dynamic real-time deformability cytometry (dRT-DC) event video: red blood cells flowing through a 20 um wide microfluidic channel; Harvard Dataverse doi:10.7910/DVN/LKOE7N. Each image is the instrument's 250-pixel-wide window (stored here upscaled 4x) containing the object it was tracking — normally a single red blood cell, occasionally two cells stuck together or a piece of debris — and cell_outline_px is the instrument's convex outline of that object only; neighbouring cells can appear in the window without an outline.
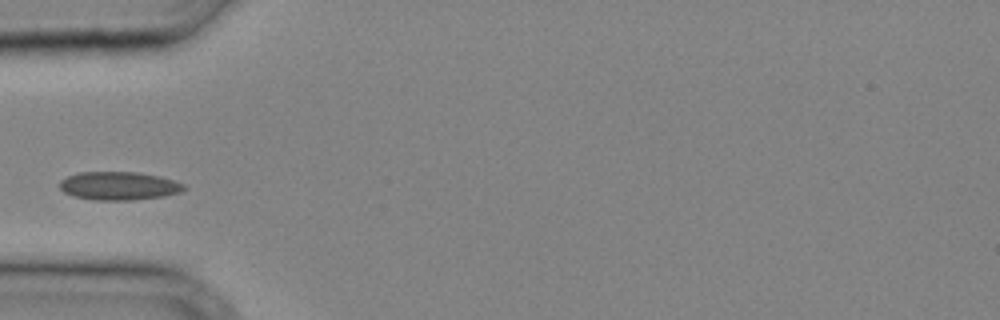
{"species": "common noctule bat (a hibernating species)", "species_latin": "Nyctalus noctula", "temperature_condition": "cold", "stored_images_in_passage": 24, "camera_frame_rate_fps": 3000, "um_per_image_px": 0.085, "animal": {"sex": "male", "body_mass_g": 20.4}, "frame": {"image": 1, "passage_image": 1, "time_ms": 0.0, "image_size_px": [1000, 320], "cell_outline_px": [[188, 188], [180, 192], [164, 196], [132, 200], [92, 200], [76, 196], [64, 192], [60, 188], [60, 180], [68, 176], [80, 172], [136, 172], [160, 176], [184, 184]], "centroid_in_image_um": [10.12, 15.8], "position_along_channel_um": 74.9, "area_um2": 20.46}}
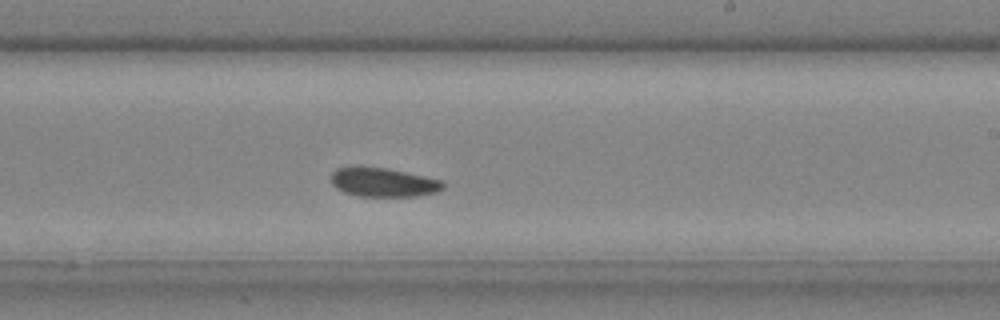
{"frame": {"image": 2, "passage_image": 11, "time_ms": 3.333, "image_size_px": [1000, 320], "cell_outline_px": [[444, 188], [436, 192], [416, 196], [360, 196], [344, 192], [336, 188], [332, 184], [332, 172], [336, 168], [352, 164], [388, 168], [444, 180]], "centroid_in_image_um": [32.55, 15.46], "position_along_channel_um": 256.5, "area_um2": 19.42}}